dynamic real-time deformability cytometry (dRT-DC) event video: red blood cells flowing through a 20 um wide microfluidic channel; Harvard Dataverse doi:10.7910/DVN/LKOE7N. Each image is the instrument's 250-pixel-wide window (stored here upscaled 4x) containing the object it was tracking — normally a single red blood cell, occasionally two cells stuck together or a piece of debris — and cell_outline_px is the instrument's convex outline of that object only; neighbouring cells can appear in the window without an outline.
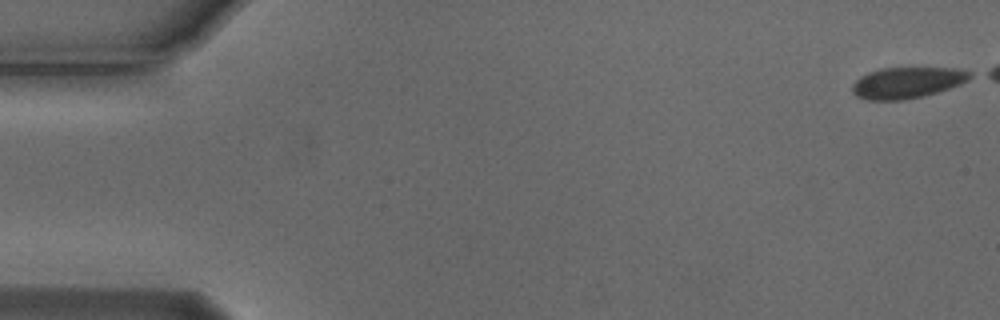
{"species": "Egyptian fruit bat (a non-hibernating species)", "species_latin": "Rousettus aegyptiacus", "temperature_condition": "cold", "stored_images_in_passage": 48, "camera_frame_rate_fps": 3000, "um_per_image_px": 0.085, "animal": {"sex": "male"}, "frame": {"image": 1, "passage_image": 1, "time_ms": 0.0, "image_size_px": [1000, 320], "cell_outline_px": [[976, 76], [960, 84], [924, 96], [904, 100], [868, 100], [856, 96], [852, 92], [852, 84], [860, 76], [868, 72], [880, 68], [956, 68], [972, 72]], "centroid_in_image_um": [77.11, 7.02], "position_along_channel_um": 7.9, "area_um2": 21.5}}
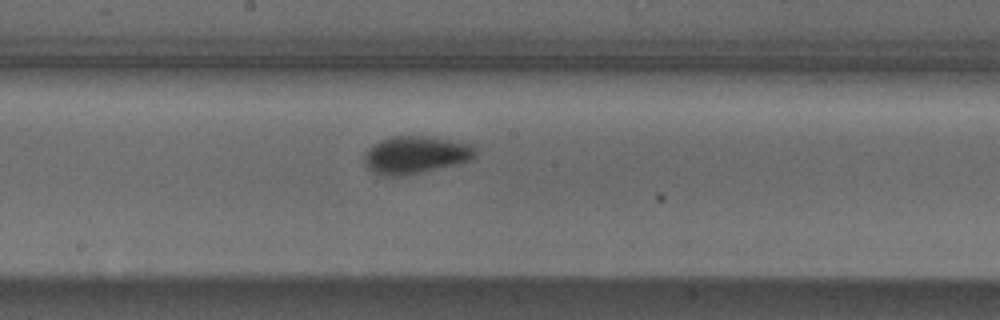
{"frame": {"image": 2, "passage_image": 29, "time_ms": 9.333, "image_size_px": [1000, 320], "cell_outline_px": [[476, 152], [468, 160], [460, 164], [404, 176], [392, 176], [372, 172], [368, 168], [364, 160], [364, 152], [372, 144], [380, 140], [392, 136], [432, 136], [472, 144]], "centroid_in_image_um": [35.3, 13.15], "position_along_channel_um": 212.9, "area_um2": 24.45}}
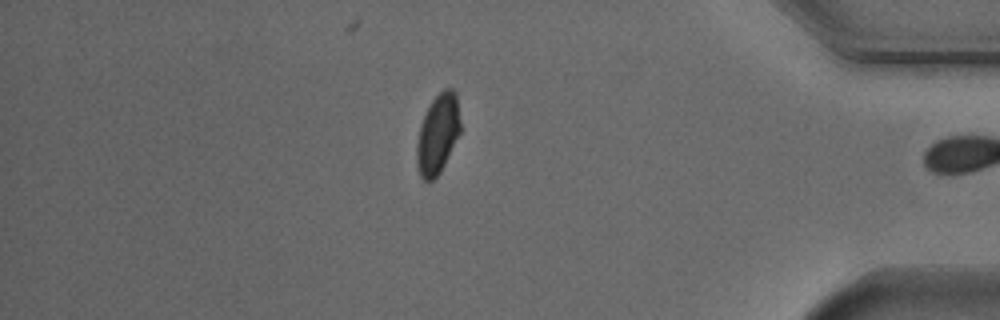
{"frame": {"image": 3, "passage_image": 47, "time_ms": 15.333, "image_size_px": [1000, 320], "cell_outline_px": [[460, 132], [440, 172], [432, 180], [424, 180], [420, 176], [416, 164], [416, 144], [420, 124], [432, 100], [444, 88], [452, 88], [456, 92], [460, 124]], "centroid_in_image_um": [37.19, 11.38], "position_along_channel_um": 398.0, "area_um2": 20.06}, "authors_computed_cell_mechanics": {"area_um2": 22.3397, "velocity_mm_per_s": 3.7034, "shape_relaxation_time_tau1_ms": 3.1602, "shape_relaxation_time_tau2_ms": null, "deformation_change_tau1": 0.0903, "deformation_change_tau2": null}}